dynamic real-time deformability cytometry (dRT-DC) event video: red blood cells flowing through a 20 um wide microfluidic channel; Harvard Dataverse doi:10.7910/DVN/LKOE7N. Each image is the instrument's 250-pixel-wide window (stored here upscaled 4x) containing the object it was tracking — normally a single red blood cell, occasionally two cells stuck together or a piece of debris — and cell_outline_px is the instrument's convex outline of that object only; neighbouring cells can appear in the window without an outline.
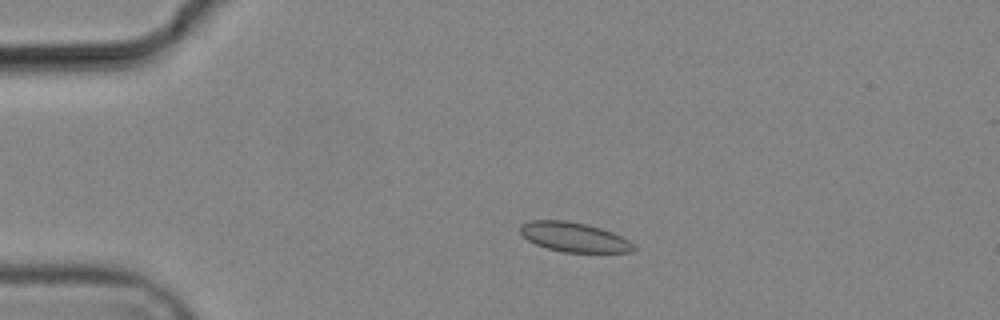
{"species": "common noctule bat (a hibernating species)", "species_latin": "Nyctalus noctula", "temperature_condition": "cold", "stored_images_in_passage": 8, "camera_frame_rate_fps": 3000, "um_per_image_px": 0.085, "animal": {"sex": "male", "body_mass_g": 19.2, "forearm_length_mm": 51.8}, "frame": {"image": 1, "passage_image": 3, "time_ms": 3.0, "image_size_px": [1000, 320], "cell_outline_px": [[636, 248], [632, 252], [564, 252], [548, 248], [536, 244], [528, 240], [520, 232], [520, 224], [532, 220], [564, 220], [584, 224], [600, 228], [612, 232], [636, 244]], "centroid_in_image_um": [48.8, 20.15], "position_along_channel_um": 36.2, "area_um2": 19.36}}
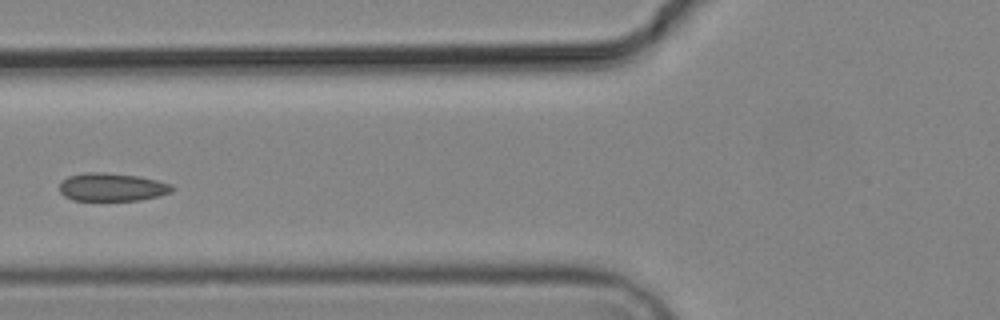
{"frame": {"image": 2, "passage_image": 5, "time_ms": 6.333, "image_size_px": [1000, 320], "cell_outline_px": [[172, 192], [160, 196], [140, 200], [72, 200], [64, 196], [60, 192], [60, 184], [68, 176], [84, 172], [104, 172], [140, 176], [172, 184]], "centroid_in_image_um": [9.52, 15.9], "position_along_channel_um": 116.3, "area_um2": 18.5}}
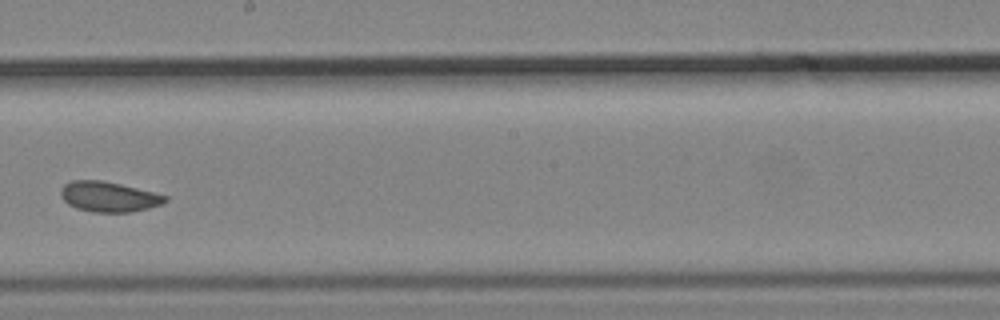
{"frame": {"image": 3, "passage_image": 8, "time_ms": 9.667, "image_size_px": [1000, 320], "cell_outline_px": [[168, 200], [164, 204], [132, 212], [92, 212], [76, 208], [68, 204], [60, 196], [60, 188], [64, 184], [72, 180], [100, 180], [120, 184], [168, 196]], "centroid_in_image_um": [9.23, 16.73], "position_along_channel_um": 239.0, "area_um2": 18.44}}